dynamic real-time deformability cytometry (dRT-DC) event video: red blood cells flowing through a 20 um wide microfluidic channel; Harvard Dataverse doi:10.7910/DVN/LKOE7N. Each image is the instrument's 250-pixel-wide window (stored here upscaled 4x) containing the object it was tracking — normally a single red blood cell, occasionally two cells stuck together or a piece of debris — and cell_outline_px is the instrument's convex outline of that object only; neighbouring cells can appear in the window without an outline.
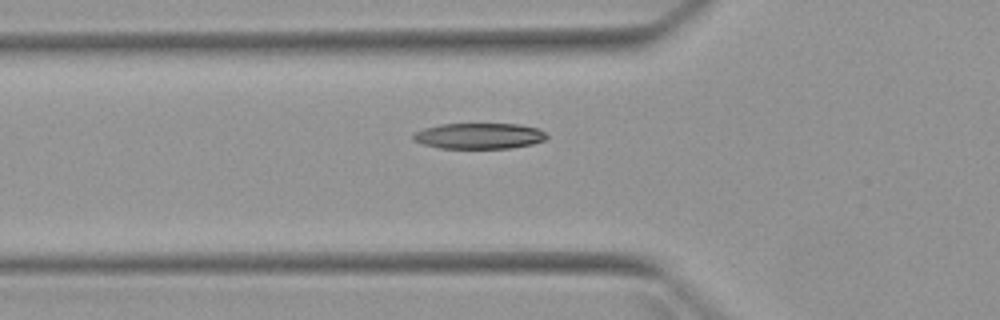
{"species": "Egyptian fruit bat (a non-hibernating species)", "species_latin": "Rousettus aegyptiacus", "temperature_condition": "warm", "stored_images_in_passage": 3, "camera_frame_rate_fps": 3000, "um_per_image_px": 0.085, "animal": {"sex": "female"}, "frame": {"image": 1, "passage_image": 3, "time_ms": 3.667, "image_size_px": [1000, 320], "cell_outline_px": [[548, 136], [544, 140], [532, 144], [508, 148], [440, 148], [424, 144], [412, 140], [412, 132], [424, 128], [440, 124], [520, 124], [536, 128], [544, 132]], "centroid_in_image_um": [40.68, 11.55], "position_along_channel_um": 85.1, "area_um2": 20.06}}